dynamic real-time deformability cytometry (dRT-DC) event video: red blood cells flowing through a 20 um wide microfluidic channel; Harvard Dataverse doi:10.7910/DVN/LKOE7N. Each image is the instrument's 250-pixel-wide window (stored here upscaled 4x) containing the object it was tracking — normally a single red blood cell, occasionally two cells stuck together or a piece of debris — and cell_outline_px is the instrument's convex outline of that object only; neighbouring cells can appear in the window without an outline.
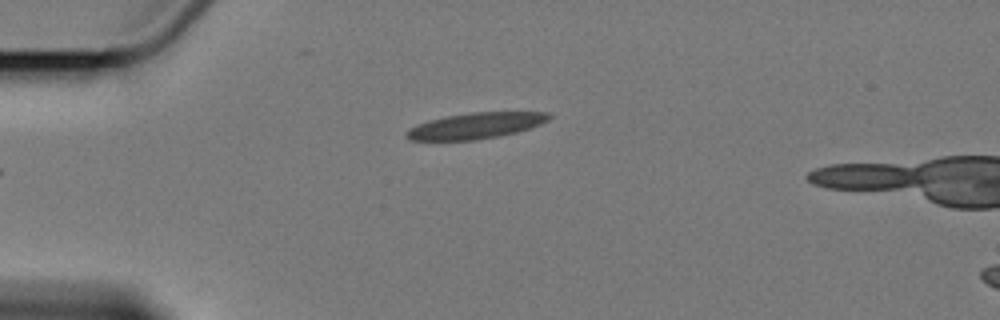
{"species": "Egyptian fruit bat (a non-hibernating species)", "species_latin": "Rousettus aegyptiacus", "temperature_condition": "cold", "stored_images_in_passage": 5, "camera_frame_rate_fps": 3000, "um_per_image_px": 0.085, "animal": {"sex": "female"}, "frame": {"image": 1, "passage_image": 5, "time_ms": 5.667, "image_size_px": [1000, 320], "cell_outline_px": [[552, 116], [548, 120], [540, 124], [516, 132], [496, 136], [472, 140], [412, 140], [404, 136], [404, 132], [408, 128], [416, 124], [428, 120], [444, 116], [472, 112], [552, 112]], "centroid_in_image_um": [40.38, 10.67], "position_along_channel_um": 44.6, "area_um2": 21.56}}